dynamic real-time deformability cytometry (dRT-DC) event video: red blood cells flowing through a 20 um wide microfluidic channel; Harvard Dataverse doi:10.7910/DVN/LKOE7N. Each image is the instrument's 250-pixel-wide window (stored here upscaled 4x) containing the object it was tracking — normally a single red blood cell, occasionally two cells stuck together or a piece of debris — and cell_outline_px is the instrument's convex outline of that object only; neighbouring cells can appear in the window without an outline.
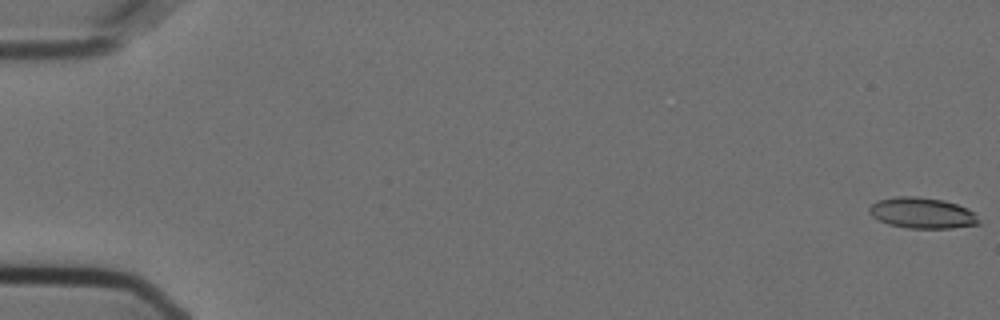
{"species": "Egyptian fruit bat (a non-hibernating species)", "species_latin": "Rousettus aegyptiacus", "temperature_condition": "cold", "stored_images_in_passage": 58, "camera_frame_rate_fps": 3000, "um_per_image_px": 0.085, "animal": {"sex": "female"}, "frame": {"image": 1, "passage_image": 1, "time_ms": 0.0, "image_size_px": [1000, 320], "cell_outline_px": [[980, 224], [952, 228], [908, 228], [888, 224], [872, 216], [868, 212], [868, 208], [876, 200], [896, 196], [916, 196], [944, 200], [968, 208], [980, 220]], "centroid_in_image_um": [78.36, 18.1], "position_along_channel_um": 6.6, "area_um2": 19.77}}
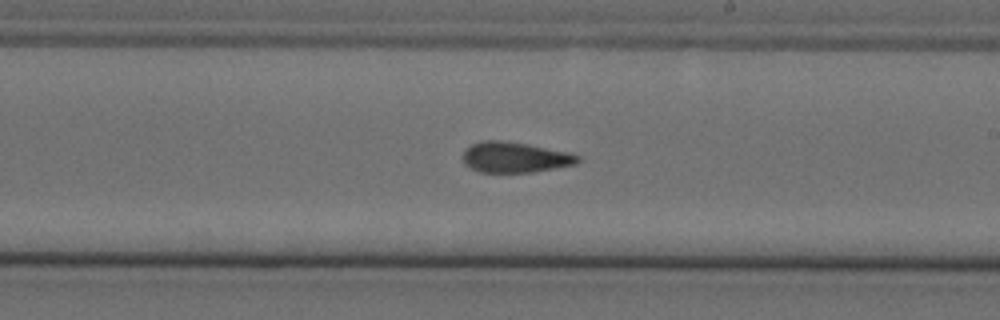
{"frame": {"image": 2, "passage_image": 34, "time_ms": 11.0, "image_size_px": [1000, 320], "cell_outline_px": [[580, 160], [576, 164], [532, 172], [480, 172], [464, 164], [460, 156], [464, 148], [480, 140], [504, 140], [528, 144], [568, 152], [580, 156]], "centroid_in_image_um": [43.71, 13.35], "position_along_channel_um": 245.3, "area_um2": 20.69}}
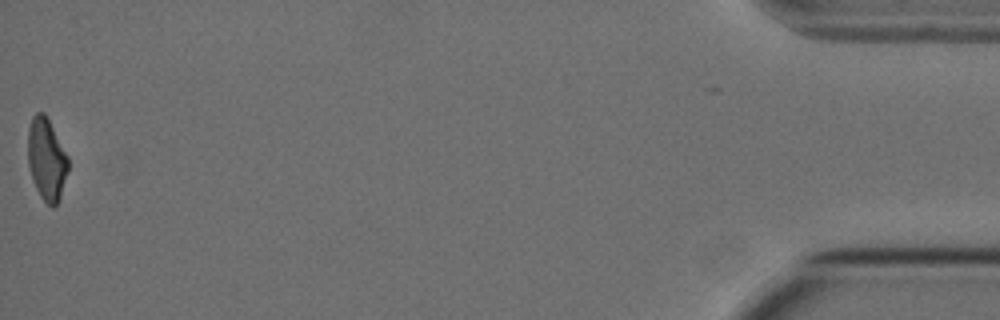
{"frame": {"image": 3, "passage_image": 57, "time_ms": 18.667, "image_size_px": [1000, 320], "cell_outline_px": [[68, 172], [60, 200], [52, 208], [40, 196], [32, 180], [28, 164], [28, 128], [32, 116], [36, 112], [44, 112], [68, 156]], "centroid_in_image_um": [3.96, 13.55], "position_along_channel_um": 431.2, "area_um2": 19.36}, "authors_computed_cell_mechanics": {"area_um2": 20.4901, "velocity_mm_per_s": 3.63, "shape_relaxation_time_tau1_ms": 9.7626, "shape_relaxation_time_tau2_ms": 2.0906, "deformation_change_tau1": 0.2433, "deformation_change_tau2": 0.1011}}